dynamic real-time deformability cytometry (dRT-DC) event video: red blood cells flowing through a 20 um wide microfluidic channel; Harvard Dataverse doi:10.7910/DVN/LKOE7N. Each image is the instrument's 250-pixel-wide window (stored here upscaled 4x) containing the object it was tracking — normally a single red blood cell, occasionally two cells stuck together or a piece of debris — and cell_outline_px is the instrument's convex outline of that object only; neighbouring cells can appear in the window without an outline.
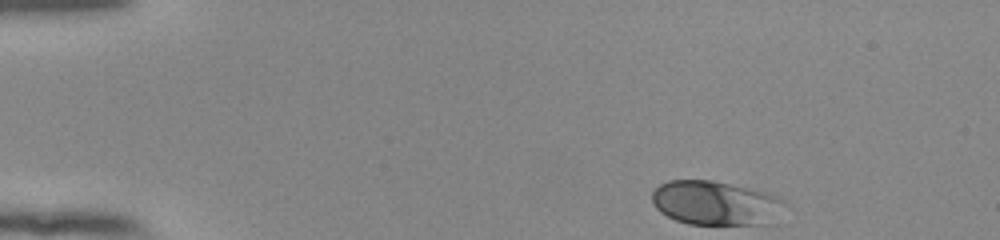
{"species": "human", "species_latin": "Homo sapiens", "temperature_condition": "room temperature", "stored_images_in_passage": 47, "camera_frame_rate_fps": 3000, "um_per_image_px": 0.085, "donor": {"sex": "female"}, "frame": {"image": 1, "passage_image": 1, "time_ms": 0.0, "image_size_px": [1000, 240], "cell_outline_px": [[788, 204], [776, 224], [688, 224], [676, 220], [660, 212], [652, 204], [652, 192], [660, 184], [668, 180], [712, 180], [768, 192], [780, 196]], "centroid_in_image_um": [60.92, 17.27], "position_along_channel_um": 24.1, "area_um2": 34.97}}
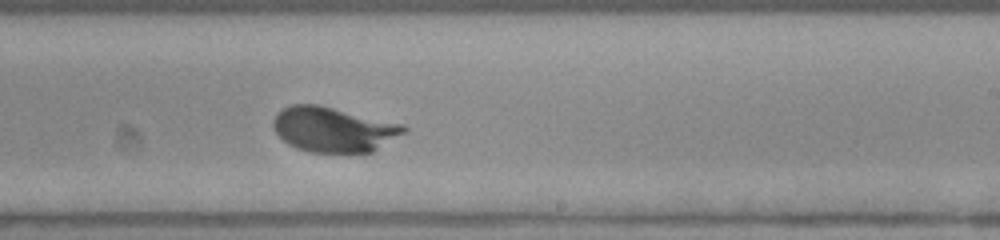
{"frame": {"image": 2, "passage_image": 27, "time_ms": 8.667, "image_size_px": [1000, 240], "cell_outline_px": [[408, 128], [404, 132], [372, 152], [312, 152], [296, 148], [288, 144], [272, 128], [272, 120], [284, 108], [292, 104], [316, 104], [404, 124]], "centroid_in_image_um": [28.33, 11.0], "position_along_channel_um": 260.7, "area_um2": 33.81}}
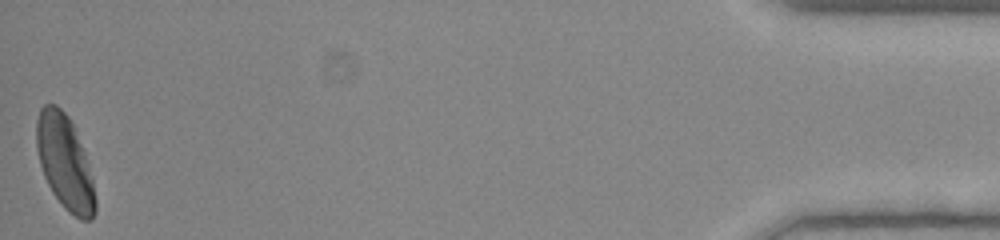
{"frame": {"image": 3, "passage_image": 47, "time_ms": 15.333, "image_size_px": [1000, 240], "cell_outline_px": [[96, 212], [92, 220], [80, 220], [68, 212], [64, 208], [52, 192], [44, 176], [40, 164], [36, 148], [36, 120], [40, 108], [44, 104], [56, 104], [72, 120], [84, 152], [88, 164], [92, 180], [96, 200]], "centroid_in_image_um": [5.5, 13.8], "position_along_channel_um": 429.7, "area_um2": 32.37}, "authors_computed_cell_mechanics": {"area_um2": 33.524, "velocity_mm_per_s": 3.8191, "shape_relaxation_time_tau1_ms": 2.4803, "shape_relaxation_time_tau2_ms": null, "deformation_change_tau1": 0.1621, "deformation_change_tau2": null}}